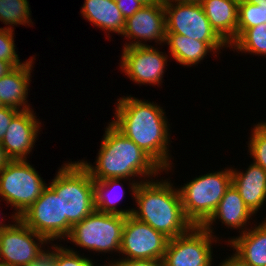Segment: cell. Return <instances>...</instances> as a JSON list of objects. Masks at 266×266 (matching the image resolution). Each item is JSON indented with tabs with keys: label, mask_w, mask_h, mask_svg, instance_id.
<instances>
[{
	"label": "cell",
	"mask_w": 266,
	"mask_h": 266,
	"mask_svg": "<svg viewBox=\"0 0 266 266\" xmlns=\"http://www.w3.org/2000/svg\"><path fill=\"white\" fill-rule=\"evenodd\" d=\"M121 35L131 41L123 47L148 46L146 42L153 40L163 46L166 38L164 2L144 5L133 16L128 17Z\"/></svg>",
	"instance_id": "13"
},
{
	"label": "cell",
	"mask_w": 266,
	"mask_h": 266,
	"mask_svg": "<svg viewBox=\"0 0 266 266\" xmlns=\"http://www.w3.org/2000/svg\"><path fill=\"white\" fill-rule=\"evenodd\" d=\"M233 255L228 256L223 259L222 262L219 263L217 266H250L248 263L244 262L239 256H237L235 253H232Z\"/></svg>",
	"instance_id": "34"
},
{
	"label": "cell",
	"mask_w": 266,
	"mask_h": 266,
	"mask_svg": "<svg viewBox=\"0 0 266 266\" xmlns=\"http://www.w3.org/2000/svg\"><path fill=\"white\" fill-rule=\"evenodd\" d=\"M35 58L32 56L25 63L14 67L10 72L0 78V101L3 106H9L19 111L29 110L27 101L31 73Z\"/></svg>",
	"instance_id": "17"
},
{
	"label": "cell",
	"mask_w": 266,
	"mask_h": 266,
	"mask_svg": "<svg viewBox=\"0 0 266 266\" xmlns=\"http://www.w3.org/2000/svg\"><path fill=\"white\" fill-rule=\"evenodd\" d=\"M104 129L105 133L96 156V165L79 160L93 180L125 178L136 181L133 178L137 177L144 182L151 180L153 176L156 178L161 171H164L148 154L110 122Z\"/></svg>",
	"instance_id": "2"
},
{
	"label": "cell",
	"mask_w": 266,
	"mask_h": 266,
	"mask_svg": "<svg viewBox=\"0 0 266 266\" xmlns=\"http://www.w3.org/2000/svg\"><path fill=\"white\" fill-rule=\"evenodd\" d=\"M10 161L11 158L7 155L6 150L0 141V170L3 169Z\"/></svg>",
	"instance_id": "35"
},
{
	"label": "cell",
	"mask_w": 266,
	"mask_h": 266,
	"mask_svg": "<svg viewBox=\"0 0 266 266\" xmlns=\"http://www.w3.org/2000/svg\"><path fill=\"white\" fill-rule=\"evenodd\" d=\"M129 180V186L132 192V197L139 183L143 181H132L125 178H111L106 180H94V207L95 210L102 213L117 214L122 216H129L132 214L133 208L117 209V204L124 198L125 188L120 181ZM131 182V183H130ZM117 186L119 188H117ZM121 190V191H120ZM118 191V192H117Z\"/></svg>",
	"instance_id": "22"
},
{
	"label": "cell",
	"mask_w": 266,
	"mask_h": 266,
	"mask_svg": "<svg viewBox=\"0 0 266 266\" xmlns=\"http://www.w3.org/2000/svg\"><path fill=\"white\" fill-rule=\"evenodd\" d=\"M120 67L130 80L138 85H161L168 55L148 46L123 47Z\"/></svg>",
	"instance_id": "12"
},
{
	"label": "cell",
	"mask_w": 266,
	"mask_h": 266,
	"mask_svg": "<svg viewBox=\"0 0 266 266\" xmlns=\"http://www.w3.org/2000/svg\"><path fill=\"white\" fill-rule=\"evenodd\" d=\"M232 185L249 210L256 215L266 202V171L254 162L245 172L231 168Z\"/></svg>",
	"instance_id": "18"
},
{
	"label": "cell",
	"mask_w": 266,
	"mask_h": 266,
	"mask_svg": "<svg viewBox=\"0 0 266 266\" xmlns=\"http://www.w3.org/2000/svg\"><path fill=\"white\" fill-rule=\"evenodd\" d=\"M115 105V117L110 123L165 172L172 171L173 163L169 153L171 126L163 107L131 95L120 97Z\"/></svg>",
	"instance_id": "1"
},
{
	"label": "cell",
	"mask_w": 266,
	"mask_h": 266,
	"mask_svg": "<svg viewBox=\"0 0 266 266\" xmlns=\"http://www.w3.org/2000/svg\"><path fill=\"white\" fill-rule=\"evenodd\" d=\"M199 175L180 186L185 217L195 226H202L215 212L225 191L232 185L231 167Z\"/></svg>",
	"instance_id": "5"
},
{
	"label": "cell",
	"mask_w": 266,
	"mask_h": 266,
	"mask_svg": "<svg viewBox=\"0 0 266 266\" xmlns=\"http://www.w3.org/2000/svg\"><path fill=\"white\" fill-rule=\"evenodd\" d=\"M126 217L94 210L72 226L67 242L96 253H119ZM69 240V241H68ZM114 251V252H113Z\"/></svg>",
	"instance_id": "7"
},
{
	"label": "cell",
	"mask_w": 266,
	"mask_h": 266,
	"mask_svg": "<svg viewBox=\"0 0 266 266\" xmlns=\"http://www.w3.org/2000/svg\"><path fill=\"white\" fill-rule=\"evenodd\" d=\"M81 15L97 28L121 35L125 28V18L114 0H84Z\"/></svg>",
	"instance_id": "23"
},
{
	"label": "cell",
	"mask_w": 266,
	"mask_h": 266,
	"mask_svg": "<svg viewBox=\"0 0 266 266\" xmlns=\"http://www.w3.org/2000/svg\"><path fill=\"white\" fill-rule=\"evenodd\" d=\"M240 0H202L201 5L212 29L229 46L237 38Z\"/></svg>",
	"instance_id": "20"
},
{
	"label": "cell",
	"mask_w": 266,
	"mask_h": 266,
	"mask_svg": "<svg viewBox=\"0 0 266 266\" xmlns=\"http://www.w3.org/2000/svg\"><path fill=\"white\" fill-rule=\"evenodd\" d=\"M48 185L61 196L62 239L94 210V180L79 161L66 162Z\"/></svg>",
	"instance_id": "4"
},
{
	"label": "cell",
	"mask_w": 266,
	"mask_h": 266,
	"mask_svg": "<svg viewBox=\"0 0 266 266\" xmlns=\"http://www.w3.org/2000/svg\"><path fill=\"white\" fill-rule=\"evenodd\" d=\"M163 2L166 33H178L202 42H224L212 29L201 3L172 0H163Z\"/></svg>",
	"instance_id": "10"
},
{
	"label": "cell",
	"mask_w": 266,
	"mask_h": 266,
	"mask_svg": "<svg viewBox=\"0 0 266 266\" xmlns=\"http://www.w3.org/2000/svg\"><path fill=\"white\" fill-rule=\"evenodd\" d=\"M29 160H11L0 170V197L15 209L12 222L41 196L47 186Z\"/></svg>",
	"instance_id": "6"
},
{
	"label": "cell",
	"mask_w": 266,
	"mask_h": 266,
	"mask_svg": "<svg viewBox=\"0 0 266 266\" xmlns=\"http://www.w3.org/2000/svg\"><path fill=\"white\" fill-rule=\"evenodd\" d=\"M236 52L263 55L266 58V24L244 30L230 45Z\"/></svg>",
	"instance_id": "24"
},
{
	"label": "cell",
	"mask_w": 266,
	"mask_h": 266,
	"mask_svg": "<svg viewBox=\"0 0 266 266\" xmlns=\"http://www.w3.org/2000/svg\"><path fill=\"white\" fill-rule=\"evenodd\" d=\"M164 44L169 46V53L182 66L197 65L205 56L221 53L222 48L229 46L225 42H202L178 33H166Z\"/></svg>",
	"instance_id": "19"
},
{
	"label": "cell",
	"mask_w": 266,
	"mask_h": 266,
	"mask_svg": "<svg viewBox=\"0 0 266 266\" xmlns=\"http://www.w3.org/2000/svg\"><path fill=\"white\" fill-rule=\"evenodd\" d=\"M175 2H187V3H201L202 0H172Z\"/></svg>",
	"instance_id": "39"
},
{
	"label": "cell",
	"mask_w": 266,
	"mask_h": 266,
	"mask_svg": "<svg viewBox=\"0 0 266 266\" xmlns=\"http://www.w3.org/2000/svg\"><path fill=\"white\" fill-rule=\"evenodd\" d=\"M41 124L33 109L19 111L13 117L1 141L11 160H27V156L35 148Z\"/></svg>",
	"instance_id": "15"
},
{
	"label": "cell",
	"mask_w": 266,
	"mask_h": 266,
	"mask_svg": "<svg viewBox=\"0 0 266 266\" xmlns=\"http://www.w3.org/2000/svg\"><path fill=\"white\" fill-rule=\"evenodd\" d=\"M18 112V109L9 106L0 107V141L3 140L11 120Z\"/></svg>",
	"instance_id": "33"
},
{
	"label": "cell",
	"mask_w": 266,
	"mask_h": 266,
	"mask_svg": "<svg viewBox=\"0 0 266 266\" xmlns=\"http://www.w3.org/2000/svg\"><path fill=\"white\" fill-rule=\"evenodd\" d=\"M266 24V6L239 1L237 37L247 28Z\"/></svg>",
	"instance_id": "26"
},
{
	"label": "cell",
	"mask_w": 266,
	"mask_h": 266,
	"mask_svg": "<svg viewBox=\"0 0 266 266\" xmlns=\"http://www.w3.org/2000/svg\"><path fill=\"white\" fill-rule=\"evenodd\" d=\"M218 239L203 226L193 225L186 233L169 239L164 266H212V243Z\"/></svg>",
	"instance_id": "8"
},
{
	"label": "cell",
	"mask_w": 266,
	"mask_h": 266,
	"mask_svg": "<svg viewBox=\"0 0 266 266\" xmlns=\"http://www.w3.org/2000/svg\"><path fill=\"white\" fill-rule=\"evenodd\" d=\"M19 218L50 243L62 240L61 196L50 186L44 188L41 196Z\"/></svg>",
	"instance_id": "14"
},
{
	"label": "cell",
	"mask_w": 266,
	"mask_h": 266,
	"mask_svg": "<svg viewBox=\"0 0 266 266\" xmlns=\"http://www.w3.org/2000/svg\"><path fill=\"white\" fill-rule=\"evenodd\" d=\"M258 226H250L239 236L228 239L227 246L250 266H266V218ZM256 226V227H255Z\"/></svg>",
	"instance_id": "21"
},
{
	"label": "cell",
	"mask_w": 266,
	"mask_h": 266,
	"mask_svg": "<svg viewBox=\"0 0 266 266\" xmlns=\"http://www.w3.org/2000/svg\"><path fill=\"white\" fill-rule=\"evenodd\" d=\"M55 266H98L91 259L84 255L78 254L77 251L70 247H64L57 243V258ZM106 266V264L101 265Z\"/></svg>",
	"instance_id": "29"
},
{
	"label": "cell",
	"mask_w": 266,
	"mask_h": 266,
	"mask_svg": "<svg viewBox=\"0 0 266 266\" xmlns=\"http://www.w3.org/2000/svg\"><path fill=\"white\" fill-rule=\"evenodd\" d=\"M248 141V152L253 162L266 171V121L254 124Z\"/></svg>",
	"instance_id": "27"
},
{
	"label": "cell",
	"mask_w": 266,
	"mask_h": 266,
	"mask_svg": "<svg viewBox=\"0 0 266 266\" xmlns=\"http://www.w3.org/2000/svg\"><path fill=\"white\" fill-rule=\"evenodd\" d=\"M107 263L106 266H164L163 260L156 259H115Z\"/></svg>",
	"instance_id": "30"
},
{
	"label": "cell",
	"mask_w": 266,
	"mask_h": 266,
	"mask_svg": "<svg viewBox=\"0 0 266 266\" xmlns=\"http://www.w3.org/2000/svg\"><path fill=\"white\" fill-rule=\"evenodd\" d=\"M29 6L28 0H0V21L12 30L14 25H33Z\"/></svg>",
	"instance_id": "25"
},
{
	"label": "cell",
	"mask_w": 266,
	"mask_h": 266,
	"mask_svg": "<svg viewBox=\"0 0 266 266\" xmlns=\"http://www.w3.org/2000/svg\"><path fill=\"white\" fill-rule=\"evenodd\" d=\"M49 249H45L31 264L27 266H55L57 258V244H51V248Z\"/></svg>",
	"instance_id": "31"
},
{
	"label": "cell",
	"mask_w": 266,
	"mask_h": 266,
	"mask_svg": "<svg viewBox=\"0 0 266 266\" xmlns=\"http://www.w3.org/2000/svg\"><path fill=\"white\" fill-rule=\"evenodd\" d=\"M255 215L245 205L244 200L241 198L239 192L231 185L226 191L221 201L219 202L215 212L211 217L202 225L209 233L215 234L214 225L220 221L222 225L230 229L239 230V234L244 233L249 228L250 220ZM220 219V220H218ZM214 223V224H213Z\"/></svg>",
	"instance_id": "16"
},
{
	"label": "cell",
	"mask_w": 266,
	"mask_h": 266,
	"mask_svg": "<svg viewBox=\"0 0 266 266\" xmlns=\"http://www.w3.org/2000/svg\"><path fill=\"white\" fill-rule=\"evenodd\" d=\"M123 17L127 19L133 16L145 4L140 0H114Z\"/></svg>",
	"instance_id": "32"
},
{
	"label": "cell",
	"mask_w": 266,
	"mask_h": 266,
	"mask_svg": "<svg viewBox=\"0 0 266 266\" xmlns=\"http://www.w3.org/2000/svg\"><path fill=\"white\" fill-rule=\"evenodd\" d=\"M244 1L252 3V4H257L260 6H266V0H244Z\"/></svg>",
	"instance_id": "37"
},
{
	"label": "cell",
	"mask_w": 266,
	"mask_h": 266,
	"mask_svg": "<svg viewBox=\"0 0 266 266\" xmlns=\"http://www.w3.org/2000/svg\"><path fill=\"white\" fill-rule=\"evenodd\" d=\"M14 30L6 27L0 28V60L9 62L13 67H18L25 62H20L16 52Z\"/></svg>",
	"instance_id": "28"
},
{
	"label": "cell",
	"mask_w": 266,
	"mask_h": 266,
	"mask_svg": "<svg viewBox=\"0 0 266 266\" xmlns=\"http://www.w3.org/2000/svg\"><path fill=\"white\" fill-rule=\"evenodd\" d=\"M3 219H4V217L2 218V220H0V230L4 229V228H7L8 226L11 225V223L10 224H4V220Z\"/></svg>",
	"instance_id": "40"
},
{
	"label": "cell",
	"mask_w": 266,
	"mask_h": 266,
	"mask_svg": "<svg viewBox=\"0 0 266 266\" xmlns=\"http://www.w3.org/2000/svg\"><path fill=\"white\" fill-rule=\"evenodd\" d=\"M14 67L7 61L0 60V78L10 72Z\"/></svg>",
	"instance_id": "36"
},
{
	"label": "cell",
	"mask_w": 266,
	"mask_h": 266,
	"mask_svg": "<svg viewBox=\"0 0 266 266\" xmlns=\"http://www.w3.org/2000/svg\"><path fill=\"white\" fill-rule=\"evenodd\" d=\"M131 216L161 232L169 239L186 233L193 224L185 217L181 195L169 179L139 183Z\"/></svg>",
	"instance_id": "3"
},
{
	"label": "cell",
	"mask_w": 266,
	"mask_h": 266,
	"mask_svg": "<svg viewBox=\"0 0 266 266\" xmlns=\"http://www.w3.org/2000/svg\"><path fill=\"white\" fill-rule=\"evenodd\" d=\"M48 243L50 245L45 237L17 218L13 224L0 230V265L27 266L44 251Z\"/></svg>",
	"instance_id": "9"
},
{
	"label": "cell",
	"mask_w": 266,
	"mask_h": 266,
	"mask_svg": "<svg viewBox=\"0 0 266 266\" xmlns=\"http://www.w3.org/2000/svg\"><path fill=\"white\" fill-rule=\"evenodd\" d=\"M140 1H142L145 5L163 2V0H140Z\"/></svg>",
	"instance_id": "38"
},
{
	"label": "cell",
	"mask_w": 266,
	"mask_h": 266,
	"mask_svg": "<svg viewBox=\"0 0 266 266\" xmlns=\"http://www.w3.org/2000/svg\"><path fill=\"white\" fill-rule=\"evenodd\" d=\"M169 238L150 225L129 215L126 216L120 253V259H156L163 260Z\"/></svg>",
	"instance_id": "11"
}]
</instances>
